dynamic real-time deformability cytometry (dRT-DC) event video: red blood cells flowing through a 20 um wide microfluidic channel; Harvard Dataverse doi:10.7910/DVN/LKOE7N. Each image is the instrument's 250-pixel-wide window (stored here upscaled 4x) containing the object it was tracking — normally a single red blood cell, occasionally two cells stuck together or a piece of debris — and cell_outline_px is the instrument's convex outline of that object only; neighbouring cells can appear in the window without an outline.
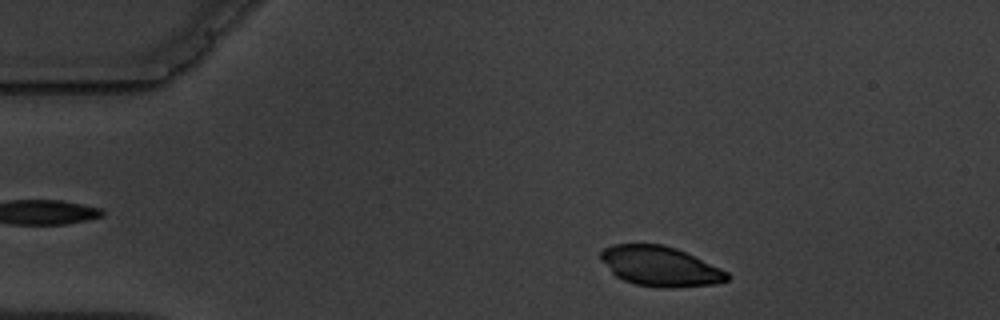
{"species": "common noctule bat (a hibernating species)", "species_latin": "Nyctalus noctula", "temperature_condition": "warm", "stored_images_in_passage": 3, "camera_frame_rate_fps": 3000, "um_per_image_px": 0.085, "animal": {"sex": "male", "body_mass_g": 19.5, "forearm_length_mm": 54.6}, "frame": {"image": 1, "passage_image": 1, "time_ms": 0.0, "image_size_px": [1000, 320], "cell_outline_px": [[728, 280], [716, 284], [668, 288], [660, 288], [636, 284], [624, 280], [616, 276], [600, 260], [600, 252], [604, 248], [612, 244], [664, 244], [676, 248], [720, 268], [728, 272]], "centroid_in_image_um": [56.09, 22.63], "position_along_channel_um": 28.9, "area_um2": 29.3}}